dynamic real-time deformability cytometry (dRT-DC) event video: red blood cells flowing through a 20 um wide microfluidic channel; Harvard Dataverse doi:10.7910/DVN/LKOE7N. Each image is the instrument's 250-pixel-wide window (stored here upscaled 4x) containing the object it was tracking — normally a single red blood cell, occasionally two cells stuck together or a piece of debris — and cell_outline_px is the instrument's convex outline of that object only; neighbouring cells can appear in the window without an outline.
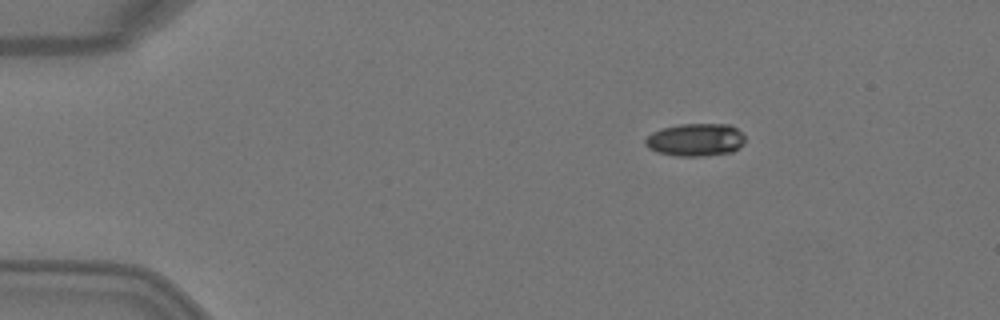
{"species": "Egyptian fruit bat (a non-hibernating species)", "species_latin": "Rousettus aegyptiacus", "temperature_condition": "warm", "stored_images_in_passage": 3, "camera_frame_rate_fps": 3000, "um_per_image_px": 0.085, "animal": {"sex": "female"}, "frame": {"image": 1, "passage_image": 1, "time_ms": 0.0, "image_size_px": [1000, 320], "cell_outline_px": [[744, 144], [732, 152], [704, 156], [676, 156], [656, 152], [648, 148], [644, 144], [644, 140], [652, 132], [660, 128], [680, 124], [732, 124], [744, 136]], "centroid_in_image_um": [59.1, 11.88], "position_along_channel_um": 25.9, "area_um2": 19.25}}